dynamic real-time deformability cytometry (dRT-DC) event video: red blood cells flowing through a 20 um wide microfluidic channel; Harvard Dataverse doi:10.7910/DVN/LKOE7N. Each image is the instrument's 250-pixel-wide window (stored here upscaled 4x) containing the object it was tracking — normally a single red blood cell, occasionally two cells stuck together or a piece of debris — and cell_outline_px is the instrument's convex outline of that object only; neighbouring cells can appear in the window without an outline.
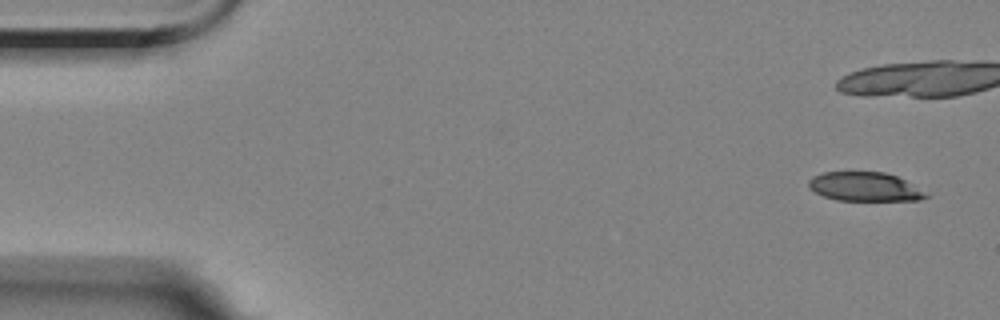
{"species": "Egyptian fruit bat (a non-hibernating species)", "species_latin": "Rousettus aegyptiacus", "temperature_condition": "room temperature", "stored_images_in_passage": 17, "camera_frame_rate_fps": 3000, "um_per_image_px": 0.085, "animal": {"sex": "female"}, "frame": {"image": 1, "passage_image": 1, "time_ms": 0.0, "image_size_px": [1000, 320], "cell_outline_px": [[932, 196], [920, 200], [836, 200], [824, 196], [808, 188], [808, 180], [812, 176], [824, 172], [884, 172], [896, 176], [904, 180]], "centroid_in_image_um": [73.48, 15.87], "position_along_channel_um": 11.5, "area_um2": 19.71}}
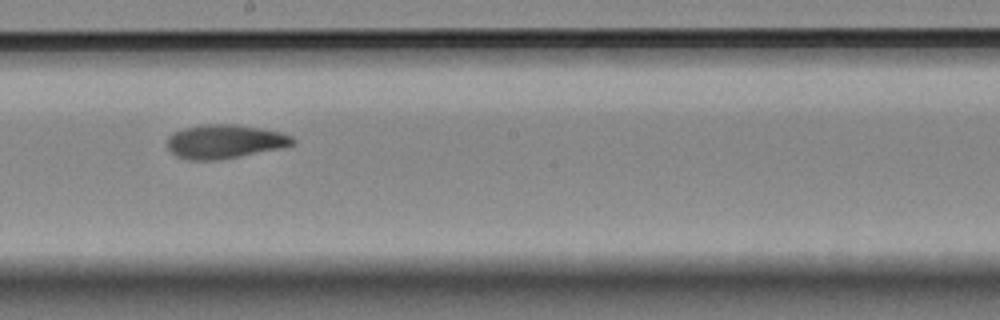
{"frame": {"image": 2, "passage_image": 11, "time_ms": 12.667, "image_size_px": [1000, 320], "cell_outline_px": [[296, 144], [280, 148], [220, 160], [188, 160], [176, 156], [168, 148], [168, 136], [172, 132], [184, 128], [204, 124], [236, 124], [280, 132], [292, 136], [296, 140]], "centroid_in_image_um": [19.09, 12.03], "position_along_channel_um": 229.1, "area_um2": 24.8}}
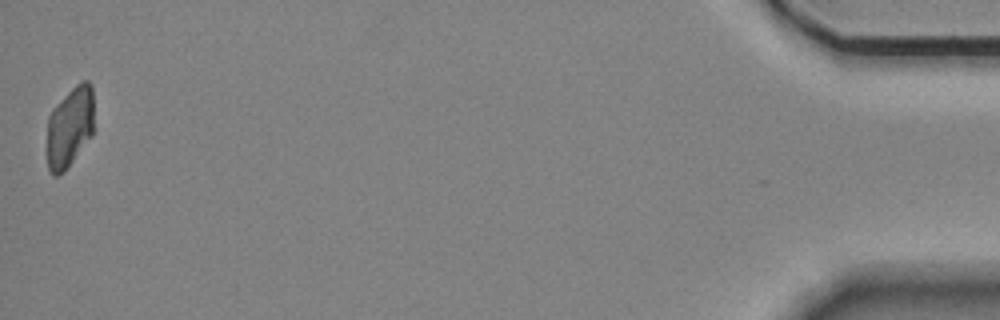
{"frame": {"image": 3, "passage_image": 17, "time_ms": 21.0, "image_size_px": [1000, 320], "cell_outline_px": [[96, 128], [92, 136], [64, 172], [56, 176], [52, 176], [48, 168], [48, 116], [52, 108], [80, 80], [88, 80], [92, 84]], "centroid_in_image_um": [5.99, 10.76], "position_along_channel_um": 429.2, "area_um2": 22.77}, "authors_computed_cell_mechanics": {"area_um2": 24.3916, "velocity_mm_per_s": 3.5236, "shape_relaxation_time_tau1_ms": null, "shape_relaxation_time_tau2_ms": 2.9673, "deformation_change_tau1": null, "deformation_change_tau2": 0.0773}}